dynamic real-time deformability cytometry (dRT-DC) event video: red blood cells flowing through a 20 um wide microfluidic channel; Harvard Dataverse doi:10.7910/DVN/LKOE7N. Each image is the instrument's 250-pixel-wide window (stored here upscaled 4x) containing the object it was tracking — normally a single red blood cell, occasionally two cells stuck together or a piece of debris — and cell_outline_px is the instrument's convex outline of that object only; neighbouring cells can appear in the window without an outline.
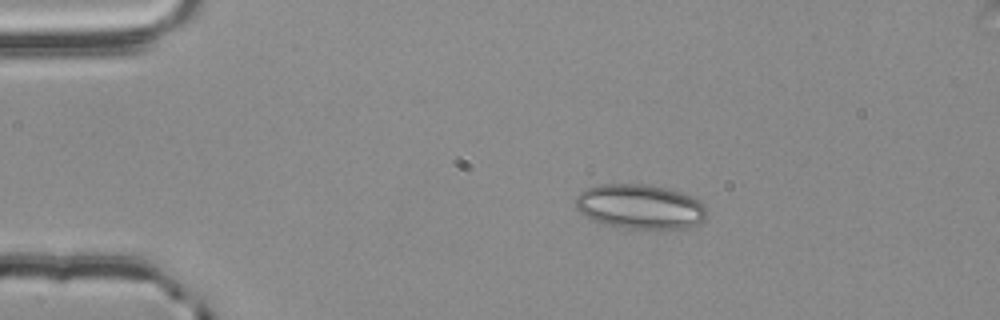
{"species": "common noctule bat (a hibernating species)", "species_latin": "Nyctalus noctula", "temperature_condition": "room temperature", "stored_images_in_passage": 48, "camera_frame_rate_fps": 3000, "um_per_image_px": 0.085, "animal": {"sex": "male", "body_mass_g": 20.4}, "frame": {"image": 1, "passage_image": 2, "time_ms": 0.333, "image_size_px": [1000, 320], "cell_outline_px": [[708, 216], [704, 220], [688, 228], [628, 228], [608, 224], [596, 220], [580, 212], [576, 208], [576, 196], [580, 192], [588, 188], [600, 184], [644, 184], [664, 188], [680, 192], [692, 196], [700, 200], [708, 212]], "centroid_in_image_um": [54.45, 17.55], "position_along_channel_um": 30.5, "area_um2": 33.76}}
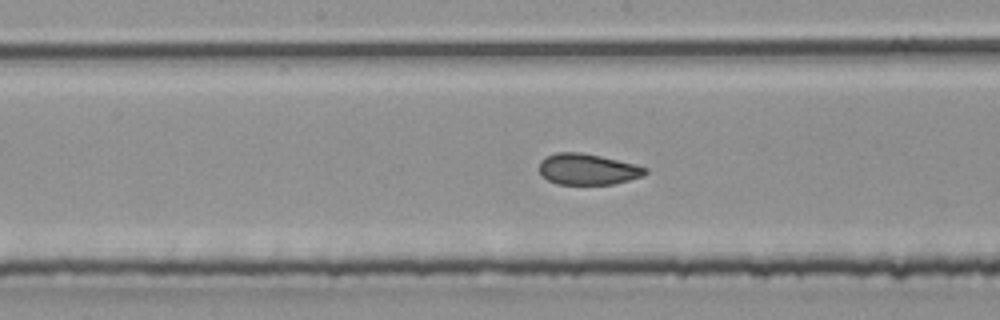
{"frame": {"image": 2, "passage_image": 20, "time_ms": 6.333, "image_size_px": [1000, 320], "cell_outline_px": [[648, 172], [644, 176], [612, 184], [556, 184], [548, 180], [540, 172], [540, 160], [544, 156], [556, 152], [580, 152], [600, 156], [648, 168]], "centroid_in_image_um": [49.93, 14.38], "position_along_channel_um": 198.3, "area_um2": 19.07}}
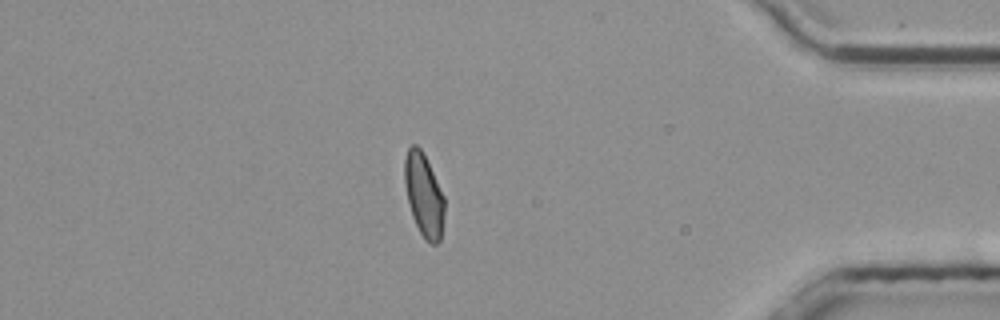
{"frame": {"image": 3, "passage_image": 39, "time_ms": 12.667, "image_size_px": [1000, 320], "cell_outline_px": [[444, 216], [440, 240], [436, 244], [432, 244], [424, 240], [412, 216], [408, 200], [404, 180], [404, 160], [408, 148], [412, 144], [416, 144], [420, 148], [444, 196]], "centroid_in_image_um": [36.02, 16.6], "position_along_channel_um": 399.2, "area_um2": 19.02}}